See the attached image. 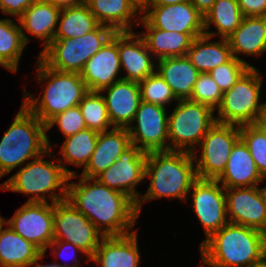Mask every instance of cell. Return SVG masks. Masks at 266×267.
<instances>
[{"mask_svg": "<svg viewBox=\"0 0 266 267\" xmlns=\"http://www.w3.org/2000/svg\"><path fill=\"white\" fill-rule=\"evenodd\" d=\"M203 264L250 267L265 259L263 232L228 222L200 244Z\"/></svg>", "mask_w": 266, "mask_h": 267, "instance_id": "cell-3", "label": "cell"}, {"mask_svg": "<svg viewBox=\"0 0 266 267\" xmlns=\"http://www.w3.org/2000/svg\"><path fill=\"white\" fill-rule=\"evenodd\" d=\"M216 0H191L190 2L203 15L212 8Z\"/></svg>", "mask_w": 266, "mask_h": 267, "instance_id": "cell-44", "label": "cell"}, {"mask_svg": "<svg viewBox=\"0 0 266 267\" xmlns=\"http://www.w3.org/2000/svg\"><path fill=\"white\" fill-rule=\"evenodd\" d=\"M116 32L105 25H98L84 36L54 38L39 54L48 67L62 72L80 73L85 63L97 53Z\"/></svg>", "mask_w": 266, "mask_h": 267, "instance_id": "cell-7", "label": "cell"}, {"mask_svg": "<svg viewBox=\"0 0 266 267\" xmlns=\"http://www.w3.org/2000/svg\"><path fill=\"white\" fill-rule=\"evenodd\" d=\"M97 137L98 132L88 128L66 137L60 152L65 163L85 168L95 150Z\"/></svg>", "mask_w": 266, "mask_h": 267, "instance_id": "cell-34", "label": "cell"}, {"mask_svg": "<svg viewBox=\"0 0 266 267\" xmlns=\"http://www.w3.org/2000/svg\"><path fill=\"white\" fill-rule=\"evenodd\" d=\"M120 59L118 52V32H116L104 46L95 53L84 65L80 76L91 92H100L110 87L120 71Z\"/></svg>", "mask_w": 266, "mask_h": 267, "instance_id": "cell-18", "label": "cell"}, {"mask_svg": "<svg viewBox=\"0 0 266 267\" xmlns=\"http://www.w3.org/2000/svg\"><path fill=\"white\" fill-rule=\"evenodd\" d=\"M140 88L141 100L164 106L172 100H177L171 87L164 81L161 75L155 71L138 83Z\"/></svg>", "mask_w": 266, "mask_h": 267, "instance_id": "cell-37", "label": "cell"}, {"mask_svg": "<svg viewBox=\"0 0 266 267\" xmlns=\"http://www.w3.org/2000/svg\"><path fill=\"white\" fill-rule=\"evenodd\" d=\"M250 267H266V258L263 261H261L260 263L254 264Z\"/></svg>", "mask_w": 266, "mask_h": 267, "instance_id": "cell-51", "label": "cell"}, {"mask_svg": "<svg viewBox=\"0 0 266 267\" xmlns=\"http://www.w3.org/2000/svg\"><path fill=\"white\" fill-rule=\"evenodd\" d=\"M100 25L115 32H133L131 18L138 13L128 0H84ZM108 23V24H107Z\"/></svg>", "mask_w": 266, "mask_h": 267, "instance_id": "cell-30", "label": "cell"}, {"mask_svg": "<svg viewBox=\"0 0 266 267\" xmlns=\"http://www.w3.org/2000/svg\"><path fill=\"white\" fill-rule=\"evenodd\" d=\"M118 52L120 66L127 73L123 80L139 83L155 72L156 64L151 60V52L144 39L134 31L118 32Z\"/></svg>", "mask_w": 266, "mask_h": 267, "instance_id": "cell-19", "label": "cell"}, {"mask_svg": "<svg viewBox=\"0 0 266 267\" xmlns=\"http://www.w3.org/2000/svg\"><path fill=\"white\" fill-rule=\"evenodd\" d=\"M140 14L144 13L150 5L151 0H128ZM142 12V13H141Z\"/></svg>", "mask_w": 266, "mask_h": 267, "instance_id": "cell-46", "label": "cell"}, {"mask_svg": "<svg viewBox=\"0 0 266 267\" xmlns=\"http://www.w3.org/2000/svg\"><path fill=\"white\" fill-rule=\"evenodd\" d=\"M88 129L105 132L111 125L103 95L89 91L78 104Z\"/></svg>", "mask_w": 266, "mask_h": 267, "instance_id": "cell-35", "label": "cell"}, {"mask_svg": "<svg viewBox=\"0 0 266 267\" xmlns=\"http://www.w3.org/2000/svg\"><path fill=\"white\" fill-rule=\"evenodd\" d=\"M37 0H0V10L5 14L14 15L18 18L24 11Z\"/></svg>", "mask_w": 266, "mask_h": 267, "instance_id": "cell-42", "label": "cell"}, {"mask_svg": "<svg viewBox=\"0 0 266 267\" xmlns=\"http://www.w3.org/2000/svg\"><path fill=\"white\" fill-rule=\"evenodd\" d=\"M250 67L254 66L246 64L233 56L228 62L217 66L208 73L219 88L225 92L229 90Z\"/></svg>", "mask_w": 266, "mask_h": 267, "instance_id": "cell-39", "label": "cell"}, {"mask_svg": "<svg viewBox=\"0 0 266 267\" xmlns=\"http://www.w3.org/2000/svg\"><path fill=\"white\" fill-rule=\"evenodd\" d=\"M166 113V107L141 100L133 119L137 125L127 128L131 144L146 153L169 150Z\"/></svg>", "mask_w": 266, "mask_h": 267, "instance_id": "cell-13", "label": "cell"}, {"mask_svg": "<svg viewBox=\"0 0 266 267\" xmlns=\"http://www.w3.org/2000/svg\"><path fill=\"white\" fill-rule=\"evenodd\" d=\"M54 203L26 202L5 225L37 246L43 253L53 241Z\"/></svg>", "mask_w": 266, "mask_h": 267, "instance_id": "cell-12", "label": "cell"}, {"mask_svg": "<svg viewBox=\"0 0 266 267\" xmlns=\"http://www.w3.org/2000/svg\"><path fill=\"white\" fill-rule=\"evenodd\" d=\"M49 2L54 3L59 8H67V7H73L78 6L82 3H84V0H47Z\"/></svg>", "mask_w": 266, "mask_h": 267, "instance_id": "cell-45", "label": "cell"}, {"mask_svg": "<svg viewBox=\"0 0 266 267\" xmlns=\"http://www.w3.org/2000/svg\"><path fill=\"white\" fill-rule=\"evenodd\" d=\"M46 126L23 103L0 141V179L51 147Z\"/></svg>", "mask_w": 266, "mask_h": 267, "instance_id": "cell-4", "label": "cell"}, {"mask_svg": "<svg viewBox=\"0 0 266 267\" xmlns=\"http://www.w3.org/2000/svg\"><path fill=\"white\" fill-rule=\"evenodd\" d=\"M193 153L186 151L166 150L147 153L145 178L150 185L144 196H140L136 208L140 215L142 202L156 198L187 199V194L198 178L193 165Z\"/></svg>", "mask_w": 266, "mask_h": 267, "instance_id": "cell-2", "label": "cell"}, {"mask_svg": "<svg viewBox=\"0 0 266 267\" xmlns=\"http://www.w3.org/2000/svg\"><path fill=\"white\" fill-rule=\"evenodd\" d=\"M61 17V18H60ZM54 38H76L94 30L99 24L85 3L62 8Z\"/></svg>", "mask_w": 266, "mask_h": 267, "instance_id": "cell-32", "label": "cell"}, {"mask_svg": "<svg viewBox=\"0 0 266 267\" xmlns=\"http://www.w3.org/2000/svg\"><path fill=\"white\" fill-rule=\"evenodd\" d=\"M3 224H5V218H2V217L0 216V227H1Z\"/></svg>", "mask_w": 266, "mask_h": 267, "instance_id": "cell-53", "label": "cell"}, {"mask_svg": "<svg viewBox=\"0 0 266 267\" xmlns=\"http://www.w3.org/2000/svg\"><path fill=\"white\" fill-rule=\"evenodd\" d=\"M147 153L131 145L119 158L96 179L109 188L129 196L135 203L142 195L136 185L145 179Z\"/></svg>", "mask_w": 266, "mask_h": 267, "instance_id": "cell-15", "label": "cell"}, {"mask_svg": "<svg viewBox=\"0 0 266 267\" xmlns=\"http://www.w3.org/2000/svg\"><path fill=\"white\" fill-rule=\"evenodd\" d=\"M67 200L104 236L132 233L129 229L135 226L139 216L136 203L129 196L107 187L96 178L81 176L79 182L68 183Z\"/></svg>", "mask_w": 266, "mask_h": 267, "instance_id": "cell-1", "label": "cell"}, {"mask_svg": "<svg viewBox=\"0 0 266 267\" xmlns=\"http://www.w3.org/2000/svg\"><path fill=\"white\" fill-rule=\"evenodd\" d=\"M131 145V139L127 128L113 127L109 132H99L95 150L88 164L81 175H72L69 181L77 176L92 179L96 178L99 174L108 169Z\"/></svg>", "mask_w": 266, "mask_h": 267, "instance_id": "cell-20", "label": "cell"}, {"mask_svg": "<svg viewBox=\"0 0 266 267\" xmlns=\"http://www.w3.org/2000/svg\"><path fill=\"white\" fill-rule=\"evenodd\" d=\"M168 117L169 150L194 154L208 130L215 124L214 110L205 104L178 100Z\"/></svg>", "mask_w": 266, "mask_h": 267, "instance_id": "cell-9", "label": "cell"}, {"mask_svg": "<svg viewBox=\"0 0 266 267\" xmlns=\"http://www.w3.org/2000/svg\"><path fill=\"white\" fill-rule=\"evenodd\" d=\"M61 8L47 0H37L17 18L20 27L28 33L44 39L43 50L54 40Z\"/></svg>", "mask_w": 266, "mask_h": 267, "instance_id": "cell-27", "label": "cell"}, {"mask_svg": "<svg viewBox=\"0 0 266 267\" xmlns=\"http://www.w3.org/2000/svg\"><path fill=\"white\" fill-rule=\"evenodd\" d=\"M137 234L104 236L90 260L100 267H139Z\"/></svg>", "mask_w": 266, "mask_h": 267, "instance_id": "cell-22", "label": "cell"}, {"mask_svg": "<svg viewBox=\"0 0 266 267\" xmlns=\"http://www.w3.org/2000/svg\"><path fill=\"white\" fill-rule=\"evenodd\" d=\"M45 253H42L39 259L32 265L33 267H72L70 264L62 265V264H57V263H52V264H45L42 265L40 262H38L40 259L44 258Z\"/></svg>", "mask_w": 266, "mask_h": 267, "instance_id": "cell-48", "label": "cell"}, {"mask_svg": "<svg viewBox=\"0 0 266 267\" xmlns=\"http://www.w3.org/2000/svg\"><path fill=\"white\" fill-rule=\"evenodd\" d=\"M238 0H216L212 8L204 16V31L209 35V26L214 24L221 38L229 37L243 19Z\"/></svg>", "mask_w": 266, "mask_h": 267, "instance_id": "cell-33", "label": "cell"}, {"mask_svg": "<svg viewBox=\"0 0 266 267\" xmlns=\"http://www.w3.org/2000/svg\"><path fill=\"white\" fill-rule=\"evenodd\" d=\"M220 185L217 179L197 178L190 188L194 212L204 228L205 240L229 222L225 188Z\"/></svg>", "mask_w": 266, "mask_h": 267, "instance_id": "cell-14", "label": "cell"}, {"mask_svg": "<svg viewBox=\"0 0 266 267\" xmlns=\"http://www.w3.org/2000/svg\"><path fill=\"white\" fill-rule=\"evenodd\" d=\"M264 253L266 258V229L263 231Z\"/></svg>", "mask_w": 266, "mask_h": 267, "instance_id": "cell-52", "label": "cell"}, {"mask_svg": "<svg viewBox=\"0 0 266 267\" xmlns=\"http://www.w3.org/2000/svg\"><path fill=\"white\" fill-rule=\"evenodd\" d=\"M226 212L230 223L263 232L266 229V205L258 186L225 188Z\"/></svg>", "mask_w": 266, "mask_h": 267, "instance_id": "cell-17", "label": "cell"}, {"mask_svg": "<svg viewBox=\"0 0 266 267\" xmlns=\"http://www.w3.org/2000/svg\"><path fill=\"white\" fill-rule=\"evenodd\" d=\"M223 91L219 88L209 73H200L189 100L205 104L214 111L221 105Z\"/></svg>", "mask_w": 266, "mask_h": 267, "instance_id": "cell-38", "label": "cell"}, {"mask_svg": "<svg viewBox=\"0 0 266 267\" xmlns=\"http://www.w3.org/2000/svg\"><path fill=\"white\" fill-rule=\"evenodd\" d=\"M158 73L171 87L177 100L191 98L192 89L200 72L187 56H177L158 60Z\"/></svg>", "mask_w": 266, "mask_h": 267, "instance_id": "cell-26", "label": "cell"}, {"mask_svg": "<svg viewBox=\"0 0 266 267\" xmlns=\"http://www.w3.org/2000/svg\"><path fill=\"white\" fill-rule=\"evenodd\" d=\"M50 154H53L51 149L21 167L16 174L1 184L0 190L31 196L26 202H48L45 194H49L51 204L66 200L69 178L76 173L62 165L61 160H57L59 164H55L53 161L43 159V156ZM56 189H60V193L56 194Z\"/></svg>", "mask_w": 266, "mask_h": 267, "instance_id": "cell-6", "label": "cell"}, {"mask_svg": "<svg viewBox=\"0 0 266 267\" xmlns=\"http://www.w3.org/2000/svg\"><path fill=\"white\" fill-rule=\"evenodd\" d=\"M261 78L259 71L250 67L229 90L223 92L216 122L238 126L256 124L266 109V102H258Z\"/></svg>", "mask_w": 266, "mask_h": 267, "instance_id": "cell-8", "label": "cell"}, {"mask_svg": "<svg viewBox=\"0 0 266 267\" xmlns=\"http://www.w3.org/2000/svg\"><path fill=\"white\" fill-rule=\"evenodd\" d=\"M36 79L48 80L43 97L23 94L22 103L43 123L46 124L55 115L77 106L89 92L80 73L62 72L51 69L40 59Z\"/></svg>", "mask_w": 266, "mask_h": 267, "instance_id": "cell-5", "label": "cell"}, {"mask_svg": "<svg viewBox=\"0 0 266 267\" xmlns=\"http://www.w3.org/2000/svg\"><path fill=\"white\" fill-rule=\"evenodd\" d=\"M258 190L263 203L266 205V186L263 188L258 187Z\"/></svg>", "mask_w": 266, "mask_h": 267, "instance_id": "cell-50", "label": "cell"}, {"mask_svg": "<svg viewBox=\"0 0 266 267\" xmlns=\"http://www.w3.org/2000/svg\"><path fill=\"white\" fill-rule=\"evenodd\" d=\"M239 139L238 125L215 122L199 144L201 155L193 154L197 177L217 179L223 173L232 149Z\"/></svg>", "mask_w": 266, "mask_h": 267, "instance_id": "cell-10", "label": "cell"}, {"mask_svg": "<svg viewBox=\"0 0 266 267\" xmlns=\"http://www.w3.org/2000/svg\"><path fill=\"white\" fill-rule=\"evenodd\" d=\"M48 247H51V249H52V255H53V253H54V255L56 256V257H61V258H66V255L64 256V254L63 253H66L68 250H70L71 248H72V252H75L76 253V251H78L79 250V252H82V253H84L80 248H78L76 245H74V244H71V243H68V242H65V241H60V240H53L52 242H51V244L48 246ZM63 250H62V249ZM64 250L66 251V252H64ZM68 253V252H67ZM73 256V255H72ZM74 256H75V254H74ZM78 258L75 256V259H74V257H73V264H72V267H78V265H77V262H79L78 260H77Z\"/></svg>", "mask_w": 266, "mask_h": 267, "instance_id": "cell-43", "label": "cell"}, {"mask_svg": "<svg viewBox=\"0 0 266 267\" xmlns=\"http://www.w3.org/2000/svg\"><path fill=\"white\" fill-rule=\"evenodd\" d=\"M138 23L145 26L147 31L139 35L144 39L152 57L156 60L177 56H186L194 38L203 34H186L177 31H166L154 28L143 16H137Z\"/></svg>", "mask_w": 266, "mask_h": 267, "instance_id": "cell-24", "label": "cell"}, {"mask_svg": "<svg viewBox=\"0 0 266 267\" xmlns=\"http://www.w3.org/2000/svg\"><path fill=\"white\" fill-rule=\"evenodd\" d=\"M53 240L76 245L86 256V263L94 255L104 235L67 199L54 203Z\"/></svg>", "mask_w": 266, "mask_h": 267, "instance_id": "cell-11", "label": "cell"}, {"mask_svg": "<svg viewBox=\"0 0 266 267\" xmlns=\"http://www.w3.org/2000/svg\"><path fill=\"white\" fill-rule=\"evenodd\" d=\"M226 39L232 55L248 64L238 53L260 56L266 51V16L243 17L240 26Z\"/></svg>", "mask_w": 266, "mask_h": 267, "instance_id": "cell-25", "label": "cell"}, {"mask_svg": "<svg viewBox=\"0 0 266 267\" xmlns=\"http://www.w3.org/2000/svg\"><path fill=\"white\" fill-rule=\"evenodd\" d=\"M28 37L10 18L0 19V65L17 72L20 57L27 46Z\"/></svg>", "mask_w": 266, "mask_h": 267, "instance_id": "cell-31", "label": "cell"}, {"mask_svg": "<svg viewBox=\"0 0 266 267\" xmlns=\"http://www.w3.org/2000/svg\"><path fill=\"white\" fill-rule=\"evenodd\" d=\"M0 227V267H30L43 253L33 243L14 232L10 226Z\"/></svg>", "mask_w": 266, "mask_h": 267, "instance_id": "cell-29", "label": "cell"}, {"mask_svg": "<svg viewBox=\"0 0 266 267\" xmlns=\"http://www.w3.org/2000/svg\"><path fill=\"white\" fill-rule=\"evenodd\" d=\"M105 91L108 93L103 98L111 125L117 128H128L133 122L141 101L139 84L122 79L101 90L100 93Z\"/></svg>", "mask_w": 266, "mask_h": 267, "instance_id": "cell-21", "label": "cell"}, {"mask_svg": "<svg viewBox=\"0 0 266 267\" xmlns=\"http://www.w3.org/2000/svg\"><path fill=\"white\" fill-rule=\"evenodd\" d=\"M240 138L247 145L259 173L266 176V133L256 124L239 126Z\"/></svg>", "mask_w": 266, "mask_h": 267, "instance_id": "cell-36", "label": "cell"}, {"mask_svg": "<svg viewBox=\"0 0 266 267\" xmlns=\"http://www.w3.org/2000/svg\"><path fill=\"white\" fill-rule=\"evenodd\" d=\"M266 179L262 176L248 150L240 138L232 149L223 173L217 178L224 188L258 186Z\"/></svg>", "mask_w": 266, "mask_h": 267, "instance_id": "cell-23", "label": "cell"}, {"mask_svg": "<svg viewBox=\"0 0 266 267\" xmlns=\"http://www.w3.org/2000/svg\"><path fill=\"white\" fill-rule=\"evenodd\" d=\"M57 124L65 137L87 129L79 106L68 108L66 111L55 115L46 124V131Z\"/></svg>", "mask_w": 266, "mask_h": 267, "instance_id": "cell-40", "label": "cell"}, {"mask_svg": "<svg viewBox=\"0 0 266 267\" xmlns=\"http://www.w3.org/2000/svg\"><path fill=\"white\" fill-rule=\"evenodd\" d=\"M143 14L154 28L186 34H205L204 16L190 1L149 6Z\"/></svg>", "mask_w": 266, "mask_h": 267, "instance_id": "cell-16", "label": "cell"}, {"mask_svg": "<svg viewBox=\"0 0 266 267\" xmlns=\"http://www.w3.org/2000/svg\"><path fill=\"white\" fill-rule=\"evenodd\" d=\"M217 32H209L194 38L187 57L200 73H208L217 66L228 62L232 57L228 40L221 38L219 42H210Z\"/></svg>", "mask_w": 266, "mask_h": 267, "instance_id": "cell-28", "label": "cell"}, {"mask_svg": "<svg viewBox=\"0 0 266 267\" xmlns=\"http://www.w3.org/2000/svg\"><path fill=\"white\" fill-rule=\"evenodd\" d=\"M244 17L266 16V0H238Z\"/></svg>", "mask_w": 266, "mask_h": 267, "instance_id": "cell-41", "label": "cell"}, {"mask_svg": "<svg viewBox=\"0 0 266 267\" xmlns=\"http://www.w3.org/2000/svg\"><path fill=\"white\" fill-rule=\"evenodd\" d=\"M257 124L262 128L266 133V109L263 114L259 117Z\"/></svg>", "mask_w": 266, "mask_h": 267, "instance_id": "cell-49", "label": "cell"}, {"mask_svg": "<svg viewBox=\"0 0 266 267\" xmlns=\"http://www.w3.org/2000/svg\"><path fill=\"white\" fill-rule=\"evenodd\" d=\"M191 0H151L149 6H163V5H171L182 2H188Z\"/></svg>", "mask_w": 266, "mask_h": 267, "instance_id": "cell-47", "label": "cell"}]
</instances>
